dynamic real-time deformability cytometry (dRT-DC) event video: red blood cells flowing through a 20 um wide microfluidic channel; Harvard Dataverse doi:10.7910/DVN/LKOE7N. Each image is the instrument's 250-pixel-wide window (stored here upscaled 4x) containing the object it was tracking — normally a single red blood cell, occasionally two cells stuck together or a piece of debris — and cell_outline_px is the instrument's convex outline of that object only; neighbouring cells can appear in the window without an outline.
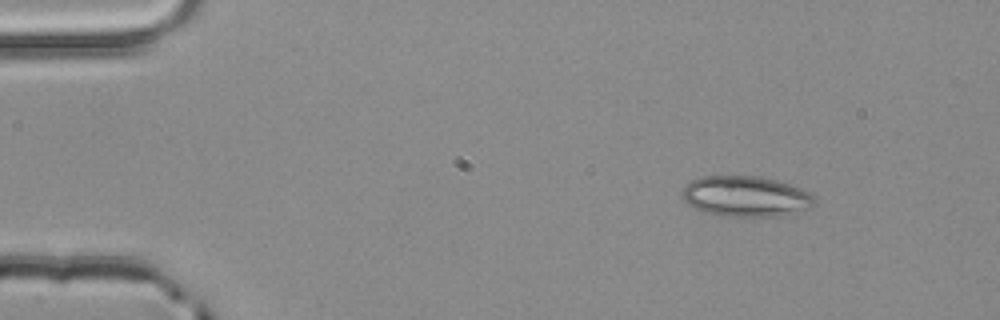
{"species": "common noctule bat (a hibernating species)", "species_latin": "Nyctalus noctula", "temperature_condition": "room temperature", "stored_images_in_passage": 3, "camera_frame_rate_fps": 3000, "um_per_image_px": 0.085, "animal": {"sex": "male", "body_mass_g": 20.4}, "frame": {"image": 1, "passage_image": 1, "time_ms": 0.0, "image_size_px": [1000, 320], "cell_outline_px": [[816, 200], [812, 204], [804, 208], [780, 216], [720, 216], [704, 212], [688, 204], [680, 196], [680, 192], [692, 180], [700, 176], [760, 176], [776, 180], [800, 188], [816, 196]], "centroid_in_image_um": [63.33, 16.68], "position_along_channel_um": 21.7, "area_um2": 31.1}}